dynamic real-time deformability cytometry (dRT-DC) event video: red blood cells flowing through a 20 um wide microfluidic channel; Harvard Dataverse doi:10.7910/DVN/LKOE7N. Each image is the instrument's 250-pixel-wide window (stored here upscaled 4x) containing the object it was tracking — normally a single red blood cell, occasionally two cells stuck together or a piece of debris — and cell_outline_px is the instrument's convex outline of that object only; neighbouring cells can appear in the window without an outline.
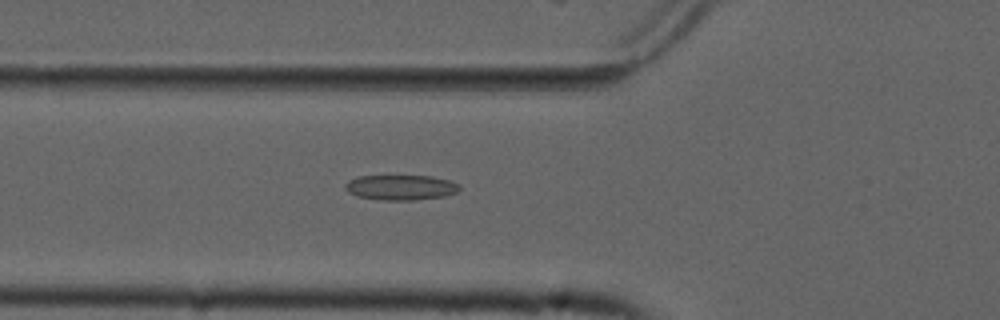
{"species": "common noctule bat (a hibernating species)", "species_latin": "Nyctalus noctula", "temperature_condition": "cold", "stored_images_in_passage": 50, "camera_frame_rate_fps": 3000, "um_per_image_px": 0.085, "animal": {"sex": "male", "forearm_length_mm": 52.5}, "frame": {"image": 1, "passage_image": 15, "time_ms": 4.667, "image_size_px": [1000, 320], "cell_outline_px": [[460, 188], [456, 192], [444, 196], [412, 200], [384, 200], [356, 196], [348, 192], [344, 188], [344, 184], [348, 180], [360, 176], [432, 176], [448, 180], [460, 184]], "centroid_in_image_um": [34.04, 15.93], "position_along_channel_um": 91.8, "area_um2": 16.7}}
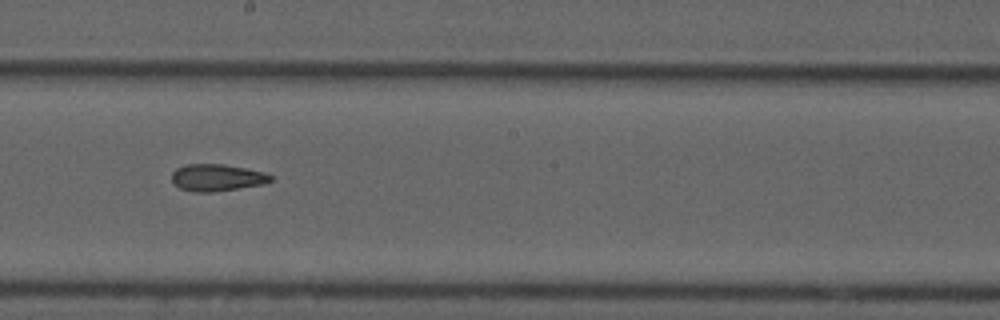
{"frame": {"image": 2, "passage_image": 26, "time_ms": 8.333, "image_size_px": [1000, 320], "cell_outline_px": [[272, 180], [264, 184], [212, 192], [192, 192], [180, 188], [172, 180], [172, 172], [176, 168], [184, 164], [224, 164], [264, 172], [272, 176]], "centroid_in_image_um": [18.42, 15.09], "position_along_channel_um": 229.8, "area_um2": 15.49}}
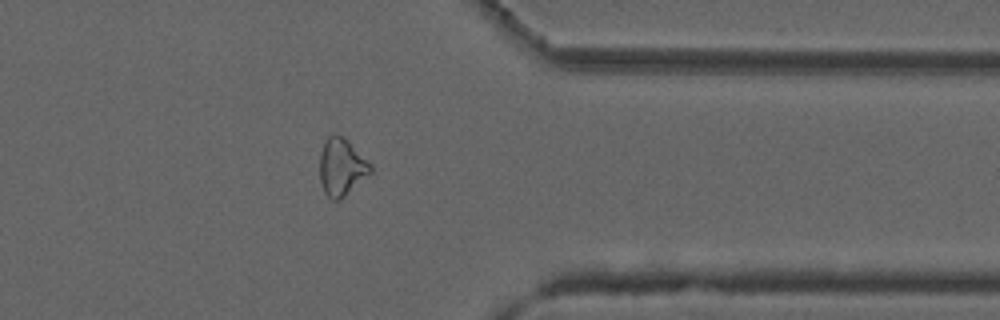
{"frame": {"image": 3, "passage_image": 39, "time_ms": 12.667, "image_size_px": [1000, 320], "cell_outline_px": [[372, 172], [340, 200], [332, 200], [324, 192], [320, 180], [320, 152], [328, 136], [332, 132], [336, 132], [344, 136], [372, 164]], "centroid_in_image_um": [29.04, 14.16], "position_along_channel_um": 382.4, "area_um2": 17.17}, "authors_computed_cell_mechanics": {"area_um2": 16.9932, "velocity_mm_per_s": 3.7493, "shape_relaxation_time_tau1_ms": null, "shape_relaxation_time_tau2_ms": 4.5797, "deformation_change_tau1": null, "deformation_change_tau2": 0.1309}}